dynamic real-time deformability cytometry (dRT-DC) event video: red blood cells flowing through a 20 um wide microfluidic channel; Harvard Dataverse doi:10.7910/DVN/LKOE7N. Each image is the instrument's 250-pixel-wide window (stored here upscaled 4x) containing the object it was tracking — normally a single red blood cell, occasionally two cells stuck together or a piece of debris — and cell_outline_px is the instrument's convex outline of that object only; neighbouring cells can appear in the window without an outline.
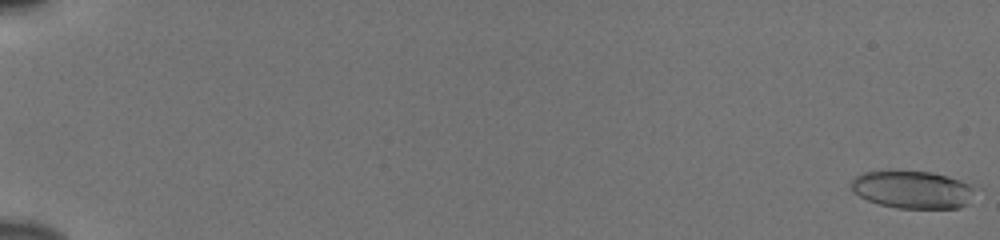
{"species": "human", "species_latin": "Homo sapiens", "temperature_condition": "cold", "stored_images_in_passage": 56, "camera_frame_rate_fps": 3000, "um_per_image_px": 0.085, "donor": {"sex": "male"}, "frame": {"image": 1, "passage_image": 1, "time_ms": 0.0, "image_size_px": [1000, 240], "cell_outline_px": [[972, 188], [964, 204], [960, 208], [896, 208], [880, 204], [868, 200], [860, 196], [848, 184], [856, 176], [864, 172], [892, 168], [932, 172], [948, 176], [960, 180], [968, 184]], "centroid_in_image_um": [77.44, 16.06], "position_along_channel_um": 7.6, "area_um2": 27.28}}
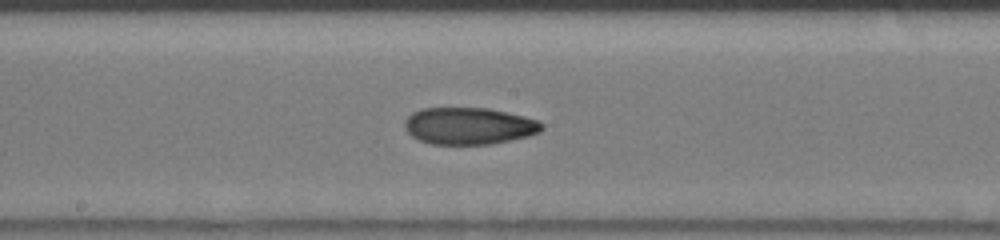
{"frame": {"image": 2, "passage_image": 33, "time_ms": 10.667, "image_size_px": [1000, 240], "cell_outline_px": [[544, 128], [540, 132], [528, 136], [492, 144], [432, 144], [420, 140], [412, 136], [404, 128], [404, 120], [412, 112], [420, 108], [488, 108], [524, 116], [540, 120], [544, 124]], "centroid_in_image_um": [39.87, 10.7], "position_along_channel_um": 208.3, "area_um2": 29.71}}
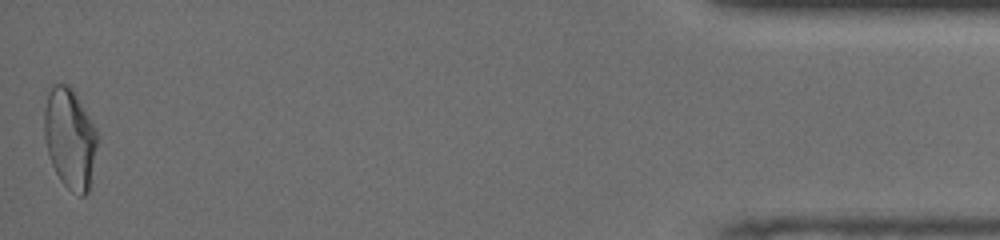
{"frame": {"image": 3, "passage_image": 56, "time_ms": 18.333, "image_size_px": [1000, 240], "cell_outline_px": [[100, 140], [88, 192], [84, 196], [80, 196], [72, 192], [60, 180], [52, 164], [48, 152], [44, 136], [44, 108], [48, 92], [52, 84], [68, 84], [72, 88], [96, 128], [100, 136]], "centroid_in_image_um": [5.97, 11.77], "position_along_channel_um": 429.2, "area_um2": 31.5}, "authors_computed_cell_mechanics": {"area_um2": 28.611, "velocity_mm_per_s": 3.8691, "shape_relaxation_time_tau1_ms": 8.4336, "shape_relaxation_time_tau2_ms": 3.6829, "deformation_change_tau1": 0.1991, "deformation_change_tau2": 0.0927}}